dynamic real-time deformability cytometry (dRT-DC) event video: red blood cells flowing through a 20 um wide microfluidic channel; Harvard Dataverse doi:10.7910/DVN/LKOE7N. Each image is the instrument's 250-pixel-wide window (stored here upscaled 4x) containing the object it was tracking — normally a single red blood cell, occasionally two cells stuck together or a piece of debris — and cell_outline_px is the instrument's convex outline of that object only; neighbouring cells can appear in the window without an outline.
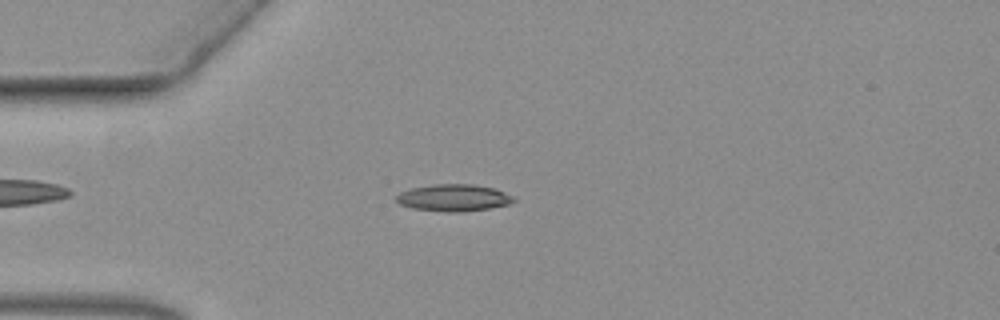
{"species": "common noctule bat (a hibernating species)", "species_latin": "Nyctalus noctula", "temperature_condition": "warm", "stored_images_in_passage": 58, "camera_frame_rate_fps": 3000, "um_per_image_px": 0.085, "animal": {"sex": "female", "body_mass_g": 19.3, "forearm_length_mm": 54.1}, "frame": {"image": 1, "passage_image": 15, "time_ms": 4.667, "image_size_px": [1000, 320], "cell_outline_px": [[516, 200], [508, 204], [488, 208], [460, 212], [448, 212], [412, 208], [400, 204], [396, 200], [396, 196], [400, 192], [412, 188], [432, 184], [472, 184], [496, 188], [516, 196]], "centroid_in_image_um": [38.59, 16.8], "position_along_channel_um": 46.4, "area_um2": 18.5}}
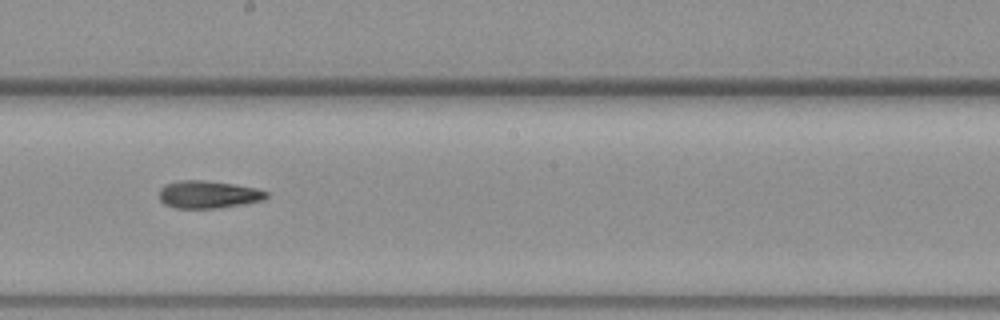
{"frame": {"image": 2, "passage_image": 32, "time_ms": 10.333, "image_size_px": [1000, 320], "cell_outline_px": [[268, 196], [264, 200], [244, 204], [216, 208], [176, 208], [164, 204], [160, 200], [160, 188], [164, 184], [180, 180], [208, 180], [256, 188], [268, 192]], "centroid_in_image_um": [17.69, 16.52], "position_along_channel_um": 230.5, "area_um2": 17.28}}
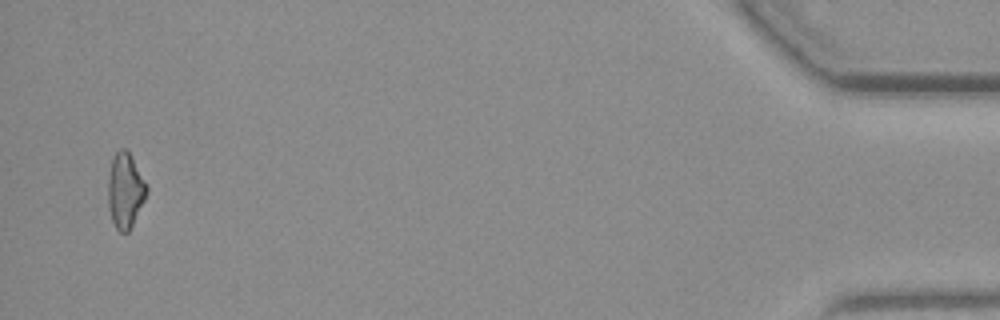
{"frame": {"image": 3, "passage_image": 56, "time_ms": 18.333, "image_size_px": [1000, 320], "cell_outline_px": [[148, 192], [128, 232], [120, 232], [116, 228], [112, 220], [108, 204], [108, 176], [112, 160], [116, 152], [120, 148], [128, 148], [148, 188]], "centroid_in_image_um": [10.64, 16.15], "position_along_channel_um": 424.6, "area_um2": 16.76}}